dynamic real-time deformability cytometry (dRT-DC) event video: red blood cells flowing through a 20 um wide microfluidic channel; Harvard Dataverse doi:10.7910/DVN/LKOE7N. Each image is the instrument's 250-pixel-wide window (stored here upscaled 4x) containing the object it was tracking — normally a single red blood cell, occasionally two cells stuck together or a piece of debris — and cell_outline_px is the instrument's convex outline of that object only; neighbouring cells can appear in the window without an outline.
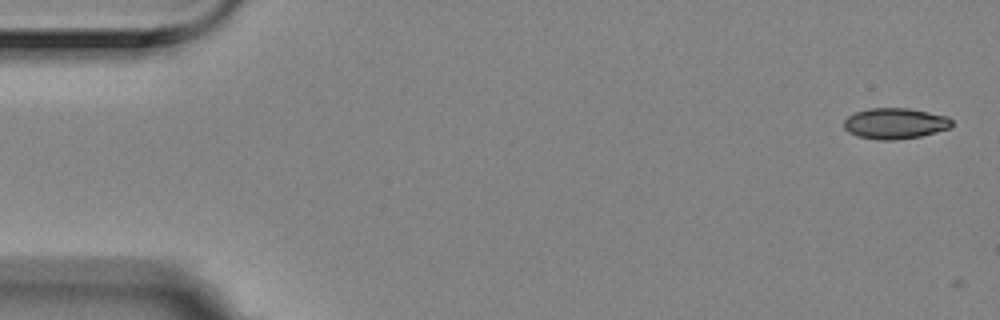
{"species": "Egyptian fruit bat (a non-hibernating species)", "species_latin": "Rousettus aegyptiacus", "temperature_condition": "room temperature", "stored_images_in_passage": 5, "camera_frame_rate_fps": 3000, "um_per_image_px": 0.085, "animal": {"sex": "female"}, "frame": {"image": 1, "passage_image": 1, "time_ms": 0.0, "image_size_px": [1000, 320], "cell_outline_px": [[952, 128], [920, 136], [892, 140], [880, 140], [856, 136], [848, 132], [844, 128], [844, 120], [848, 116], [856, 112], [868, 108], [908, 108], [948, 116], [952, 120]], "centroid_in_image_um": [76.08, 10.49], "position_along_channel_um": 8.9, "area_um2": 19.48}}
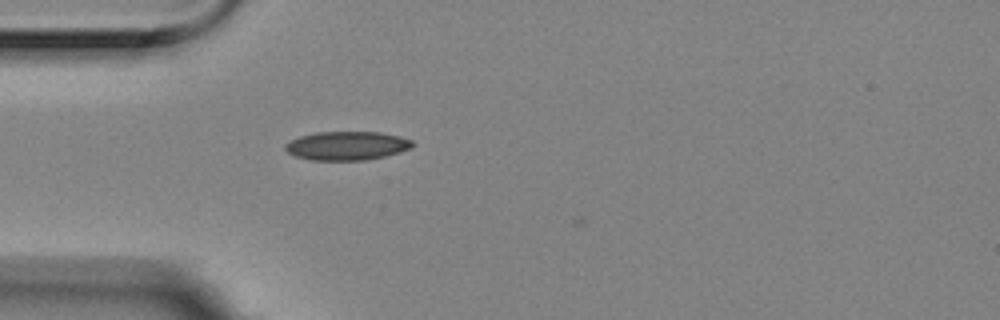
{"frame": {"image": 2, "passage_image": 5, "time_ms": 1.333, "image_size_px": [1000, 320], "cell_outline_px": [[416, 144], [412, 148], [400, 152], [384, 156], [364, 160], [312, 160], [296, 156], [288, 152], [284, 148], [284, 144], [300, 136], [316, 132], [380, 132], [400, 136], [412, 140]], "centroid_in_image_um": [29.52, 12.38], "position_along_channel_um": 55.5, "area_um2": 21.33}}